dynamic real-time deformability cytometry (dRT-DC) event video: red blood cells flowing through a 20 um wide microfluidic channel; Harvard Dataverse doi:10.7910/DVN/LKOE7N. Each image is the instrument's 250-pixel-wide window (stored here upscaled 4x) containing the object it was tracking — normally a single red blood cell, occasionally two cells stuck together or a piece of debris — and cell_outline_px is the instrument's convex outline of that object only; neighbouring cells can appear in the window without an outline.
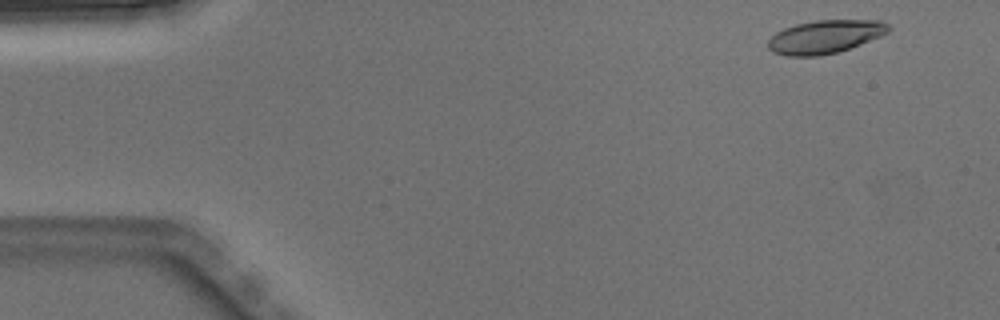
{"species": "Egyptian fruit bat (a non-hibernating species)", "species_latin": "Rousettus aegyptiacus", "temperature_condition": "warm", "stored_images_in_passage": 3, "camera_frame_rate_fps": 3000, "um_per_image_px": 0.085, "animal": {"sex": "male"}, "frame": {"image": 1, "passage_image": 1, "time_ms": 0.0, "image_size_px": [1000, 320], "cell_outline_px": [[892, 28], [888, 32], [880, 36], [860, 44], [836, 52], [816, 56], [788, 56], [772, 52], [768, 48], [768, 40], [776, 32], [784, 28], [796, 24], [816, 20], [880, 20], [888, 24]], "centroid_in_image_um": [70.12, 3.11], "position_along_channel_um": 14.9, "area_um2": 23.24}}